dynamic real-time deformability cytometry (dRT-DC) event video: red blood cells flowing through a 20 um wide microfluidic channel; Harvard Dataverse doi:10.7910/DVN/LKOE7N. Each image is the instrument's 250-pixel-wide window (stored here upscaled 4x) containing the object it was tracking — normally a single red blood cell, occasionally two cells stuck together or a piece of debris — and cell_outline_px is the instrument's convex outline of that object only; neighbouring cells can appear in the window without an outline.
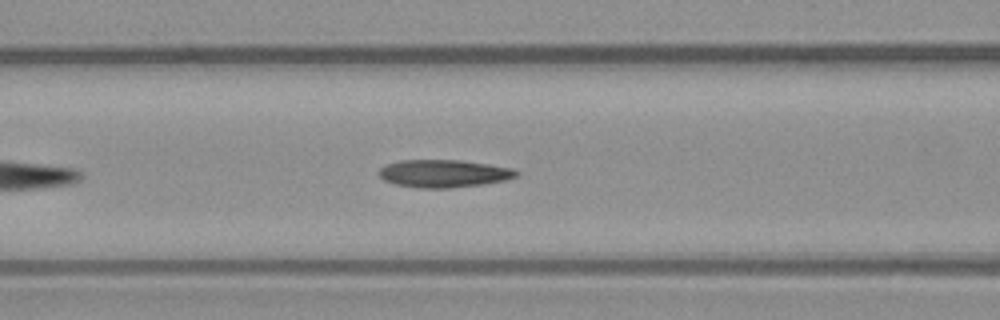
{"species": "common noctule bat (a hibernating species)", "species_latin": "Nyctalus noctula", "temperature_condition": "warm", "stored_images_in_passage": 35, "camera_frame_rate_fps": 3000, "um_per_image_px": 0.085, "animal": {"sex": "male", "body_mass_g": 23.1, "forearm_length_mm": 52.7}, "frame": {"image": 1, "passage_image": 11, "time_ms": 3.333, "image_size_px": [1000, 320], "cell_outline_px": [[520, 172], [516, 176], [504, 180], [484, 184], [448, 188], [420, 188], [396, 184], [384, 180], [380, 176], [380, 168], [388, 164], [400, 160], [460, 160], [488, 164], [512, 168]], "centroid_in_image_um": [37.73, 14.74], "position_along_channel_um": 128.9, "area_um2": 21.96}, "authors_computed_cell_mechanics": {"area_um2": 22.253, "velocity_mm_per_s": 3.7376, "shape_relaxation_time_tau1_ms": 5.5798, "shape_relaxation_time_tau2_ms": 1.2327, "deformation_change_tau1": 0.2022, "deformation_change_tau2": 0.057}}